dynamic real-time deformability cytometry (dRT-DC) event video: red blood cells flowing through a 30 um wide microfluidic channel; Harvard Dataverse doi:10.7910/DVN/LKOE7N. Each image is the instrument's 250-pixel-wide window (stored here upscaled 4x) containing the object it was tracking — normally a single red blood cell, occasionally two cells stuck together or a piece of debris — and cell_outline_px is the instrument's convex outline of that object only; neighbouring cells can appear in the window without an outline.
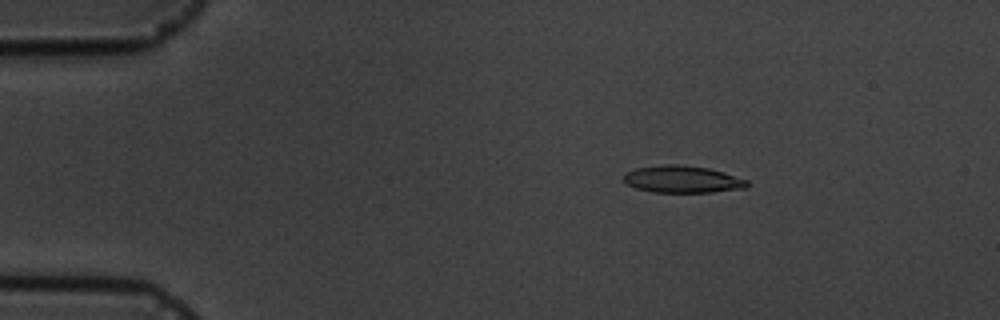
{"species": "common noctule bat (a hibernating species)", "species_latin": "Nyctalus noctula", "temperature_condition": "cold", "stored_images_in_passage": 3, "camera_frame_rate_fps": 3000, "um_per_image_px": 0.085, "animal": {"sex": "male", "body_mass_g": 19.5, "forearm_length_mm": 54.6}, "frame": {"image": 1, "passage_image": 2, "time_ms": 1.0, "image_size_px": [1000, 320], "cell_outline_px": [[748, 184], [744, 188], [712, 192], [652, 192], [636, 188], [628, 184], [624, 180], [624, 176], [628, 172], [636, 168], [664, 164], [680, 164], [708, 168], [724, 172], [748, 180]], "centroid_in_image_um": [58.02, 15.23], "position_along_channel_um": 27.0, "area_um2": 19.36}}